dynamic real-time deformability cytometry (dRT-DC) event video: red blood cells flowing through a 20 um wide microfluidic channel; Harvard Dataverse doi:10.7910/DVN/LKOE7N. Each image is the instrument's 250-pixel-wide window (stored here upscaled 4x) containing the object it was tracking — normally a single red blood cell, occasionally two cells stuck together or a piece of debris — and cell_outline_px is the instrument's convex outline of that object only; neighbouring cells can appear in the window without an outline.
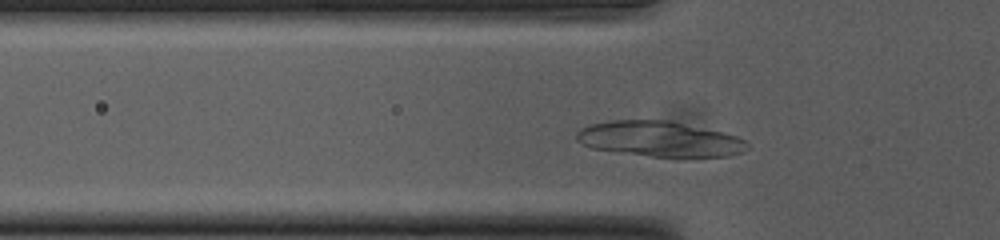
{"species": "common noctule bat (a hibernating species)", "species_latin": "Nyctalus noctula", "temperature_condition": "cold", "stored_images_in_passage": 39, "camera_frame_rate_fps": 3000, "um_per_image_px": 0.085, "animal": {"sex": "female", "body_mass_g": 23.0, "forearm_length_mm": 53.4}, "frame": {"image": 1, "passage_image": 8, "time_ms": 2.333, "image_size_px": [1000, 240], "cell_outline_px": [[748, 148], [744, 152], [728, 156], [652, 156], [592, 148], [576, 140], [576, 132], [580, 128], [588, 124], [612, 120], [668, 120], [720, 132], [736, 136], [744, 140], [748, 144]], "centroid_in_image_um": [56.04, 11.8], "position_along_channel_um": 69.8, "area_um2": 34.68}}